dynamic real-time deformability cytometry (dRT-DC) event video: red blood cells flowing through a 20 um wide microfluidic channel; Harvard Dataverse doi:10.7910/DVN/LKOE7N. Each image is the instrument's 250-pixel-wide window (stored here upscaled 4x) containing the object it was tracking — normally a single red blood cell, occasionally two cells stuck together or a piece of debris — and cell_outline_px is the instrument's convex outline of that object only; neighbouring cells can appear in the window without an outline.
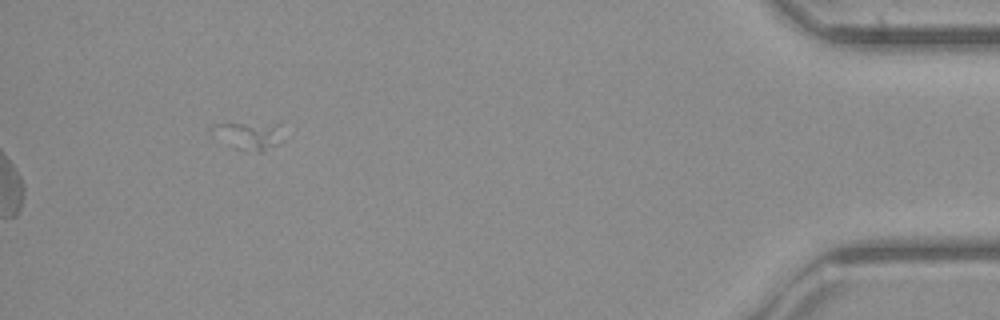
{"species": "common noctule bat (a hibernating species)", "species_latin": "Nyctalus noctula", "temperature_condition": "cold", "stored_images_in_passage": 38, "segment_of_instrument_passage": [2, 2], "camera_frame_rate_fps": 3000, "um_per_image_px": 0.085, "animal": {"sex": "female", "body_mass_g": 21.9}, "frame": {"image": 1, "passage_image": 38, "time_ms": 12.333, "image_size_px": [1000, 320], "cell_outline_px": [[280, 124], [276, 144], [260, 152], [256, 152], [236, 148], [208, 132], [208, 128], [216, 124]], "centroid_in_image_um": [21.02, 11.52], "position_along_channel_um": 414.2, "area_um2": 10.75}}